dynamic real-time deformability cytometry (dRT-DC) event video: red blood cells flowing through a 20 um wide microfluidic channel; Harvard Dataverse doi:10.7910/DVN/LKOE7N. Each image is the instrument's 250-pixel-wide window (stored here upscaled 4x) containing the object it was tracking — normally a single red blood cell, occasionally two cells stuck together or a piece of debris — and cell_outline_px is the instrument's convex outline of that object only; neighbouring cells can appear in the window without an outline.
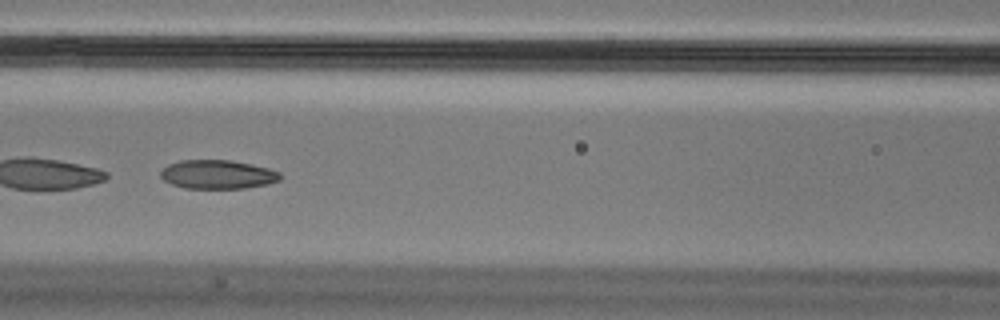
{"species": "Egyptian fruit bat (a non-hibernating species)", "species_latin": "Rousettus aegyptiacus", "temperature_condition": "cold", "stored_images_in_passage": 53, "segment_of_instrument_passage": [2, 2], "camera_frame_rate_fps": 3000, "um_per_image_px": 0.085, "animal": {"sex": "male"}, "frame": {"image": 1, "passage_image": 24, "time_ms": 7.667, "image_size_px": [1000, 320], "cell_outline_px": [[280, 180], [268, 184], [244, 188], [184, 188], [172, 184], [164, 180], [160, 176], [160, 172], [168, 164], [180, 160], [232, 160], [252, 164], [268, 168], [280, 172]], "centroid_in_image_um": [18.5, 14.82], "position_along_channel_um": 148.1, "area_um2": 20.11}}